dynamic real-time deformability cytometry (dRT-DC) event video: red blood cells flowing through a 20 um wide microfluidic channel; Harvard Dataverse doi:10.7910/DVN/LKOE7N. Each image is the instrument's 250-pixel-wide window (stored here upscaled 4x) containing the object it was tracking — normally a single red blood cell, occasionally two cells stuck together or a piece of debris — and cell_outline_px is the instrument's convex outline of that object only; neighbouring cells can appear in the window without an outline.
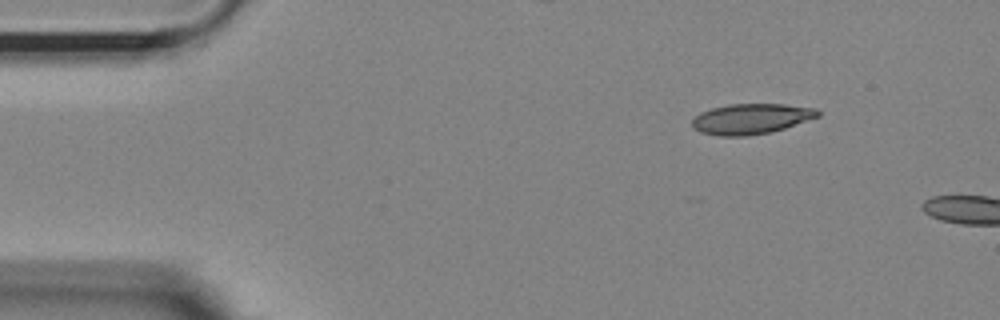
{"species": "Egyptian fruit bat (a non-hibernating species)", "species_latin": "Rousettus aegyptiacus", "temperature_condition": "room temperature", "stored_images_in_passage": 7, "camera_frame_rate_fps": 3000, "um_per_image_px": 0.085, "animal": {"sex": "female"}, "frame": {"image": 1, "passage_image": 1, "time_ms": 0.0, "image_size_px": [1000, 320], "cell_outline_px": [[820, 116], [772, 132], [748, 136], [720, 136], [700, 132], [692, 128], [692, 120], [700, 112], [712, 108], [728, 104], [784, 104], [816, 108], [820, 112]], "centroid_in_image_um": [63.83, 10.1], "position_along_channel_um": 21.2, "area_um2": 22.37}}